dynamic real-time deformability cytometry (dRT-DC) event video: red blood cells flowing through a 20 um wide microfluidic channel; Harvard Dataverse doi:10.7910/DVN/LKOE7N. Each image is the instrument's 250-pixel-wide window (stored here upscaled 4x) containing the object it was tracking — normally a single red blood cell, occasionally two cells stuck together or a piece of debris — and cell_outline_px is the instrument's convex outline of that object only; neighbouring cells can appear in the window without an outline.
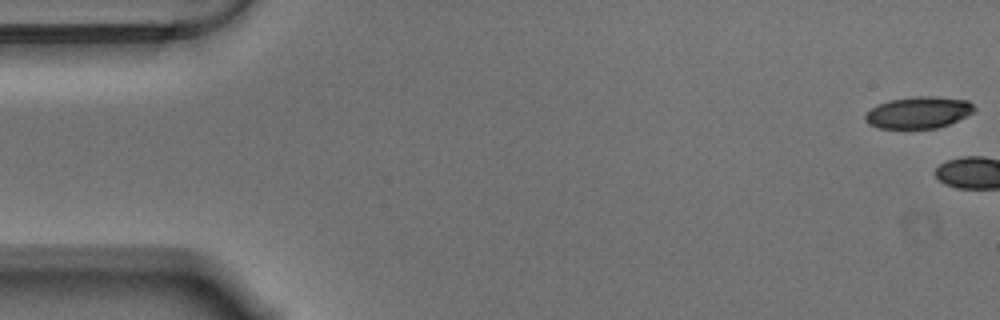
{"species": "Egyptian fruit bat (a non-hibernating species)", "species_latin": "Rousettus aegyptiacus", "temperature_condition": "warm", "stored_images_in_passage": 4, "camera_frame_rate_fps": 3000, "um_per_image_px": 0.085, "animal": {"sex": "male"}, "frame": {"image": 1, "passage_image": 1, "time_ms": 0.0, "image_size_px": [1000, 320], "cell_outline_px": [[976, 108], [972, 112], [948, 124], [936, 128], [876, 128], [868, 124], [864, 120], [864, 116], [876, 104], [888, 100], [916, 96], [936, 96], [968, 100]], "centroid_in_image_um": [78.03, 9.55], "position_along_channel_um": 7.0, "area_um2": 20.11}}